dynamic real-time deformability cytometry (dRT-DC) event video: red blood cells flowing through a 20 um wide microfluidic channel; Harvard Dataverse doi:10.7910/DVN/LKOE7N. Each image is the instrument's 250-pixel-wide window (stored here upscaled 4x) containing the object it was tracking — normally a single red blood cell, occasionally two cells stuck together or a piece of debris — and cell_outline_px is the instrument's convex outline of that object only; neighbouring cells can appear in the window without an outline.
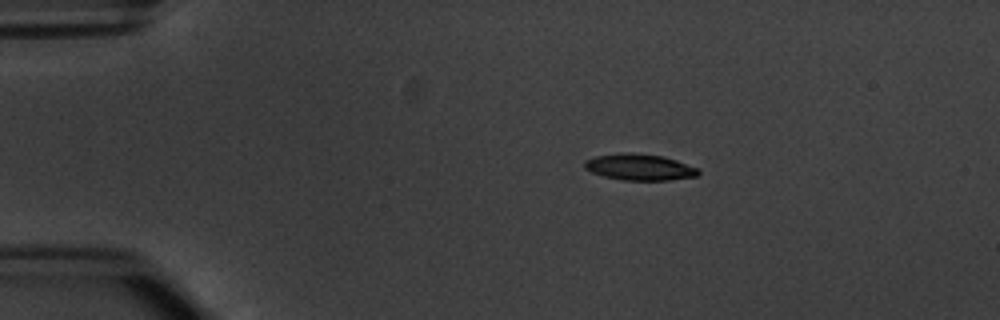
{"species": "common noctule bat (a hibernating species)", "species_latin": "Nyctalus noctula", "temperature_condition": "warm", "stored_images_in_passage": 6, "camera_frame_rate_fps": 3000, "um_per_image_px": 0.085, "animal": {"sex": "male", "body_mass_g": 20.1, "forearm_length_mm": 53.5}, "frame": {"image": 1, "passage_image": 2, "time_ms": 1.0, "image_size_px": [1000, 320], "cell_outline_px": [[700, 172], [696, 176], [668, 180], [624, 180], [604, 176], [592, 172], [584, 168], [584, 160], [596, 156], [620, 152], [632, 152], [664, 156], [700, 168]], "centroid_in_image_um": [54.37, 14.19], "position_along_channel_um": 30.6, "area_um2": 17.57}}
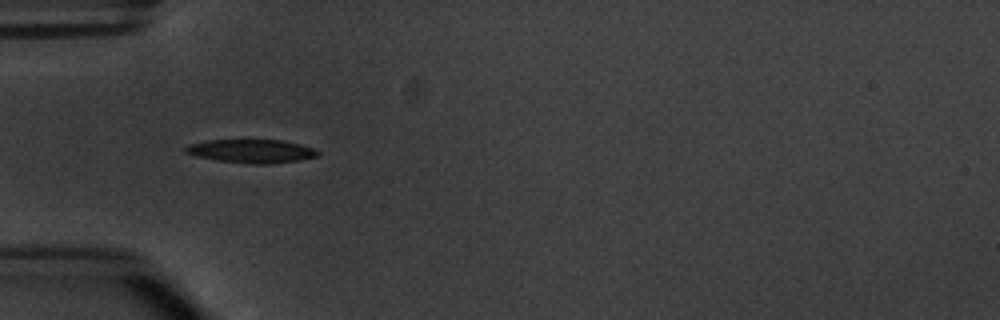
{"frame": {"image": 2, "passage_image": 4, "time_ms": 3.333, "image_size_px": [1000, 320], "cell_outline_px": [[320, 156], [300, 160], [272, 164], [252, 164], [216, 160], [196, 156], [184, 152], [184, 148], [188, 144], [208, 140], [284, 140], [316, 148], [320, 152]], "centroid_in_image_um": [21.42, 12.85], "position_along_channel_um": 63.6, "area_um2": 18.38}}